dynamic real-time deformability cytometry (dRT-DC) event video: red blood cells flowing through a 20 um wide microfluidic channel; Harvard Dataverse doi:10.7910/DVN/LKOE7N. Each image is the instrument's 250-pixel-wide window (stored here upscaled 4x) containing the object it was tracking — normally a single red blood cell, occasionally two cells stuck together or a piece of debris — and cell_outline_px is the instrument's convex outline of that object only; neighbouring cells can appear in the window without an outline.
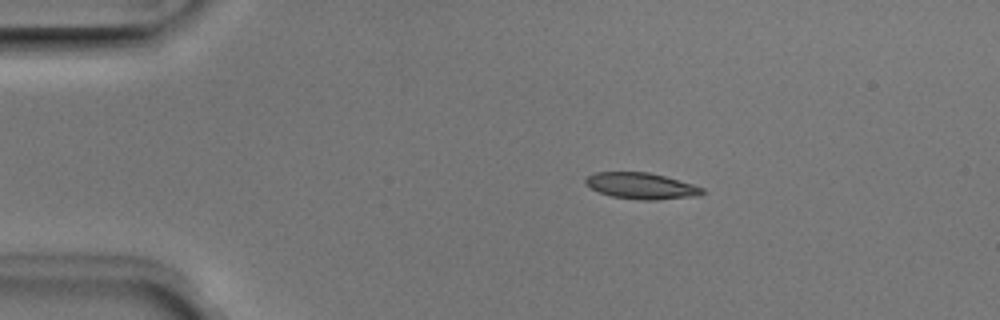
{"species": "Egyptian fruit bat (a non-hibernating species)", "species_latin": "Rousettus aegyptiacus", "temperature_condition": "room temperature", "stored_images_in_passage": 50, "camera_frame_rate_fps": 3000, "um_per_image_px": 0.085, "animal": {"sex": "male"}, "frame": {"image": 1, "passage_image": 9, "time_ms": 2.667, "image_size_px": [1000, 320], "cell_outline_px": [[704, 192], [696, 196], [656, 200], [640, 200], [612, 196], [600, 192], [584, 184], [584, 180], [588, 176], [596, 172], [648, 172], [664, 176], [692, 184], [704, 188]], "centroid_in_image_um": [54.49, 15.8], "position_along_channel_um": 30.5, "area_um2": 17.69}}
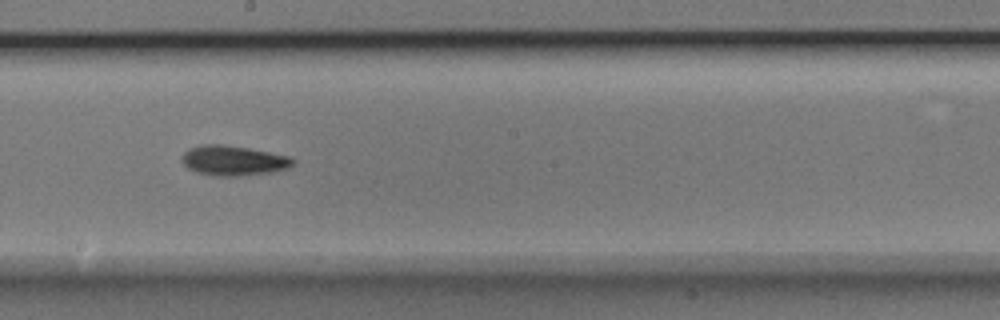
{"frame": {"image": 2, "passage_image": 28, "time_ms": 9.0, "image_size_px": [1000, 320], "cell_outline_px": [[296, 160], [288, 168], [272, 172], [240, 176], [216, 176], [196, 172], [188, 168], [184, 164], [180, 156], [188, 148], [200, 144], [220, 144], [248, 148], [288, 156]], "centroid_in_image_um": [19.8, 13.64], "position_along_channel_um": 228.4, "area_um2": 19.42}}
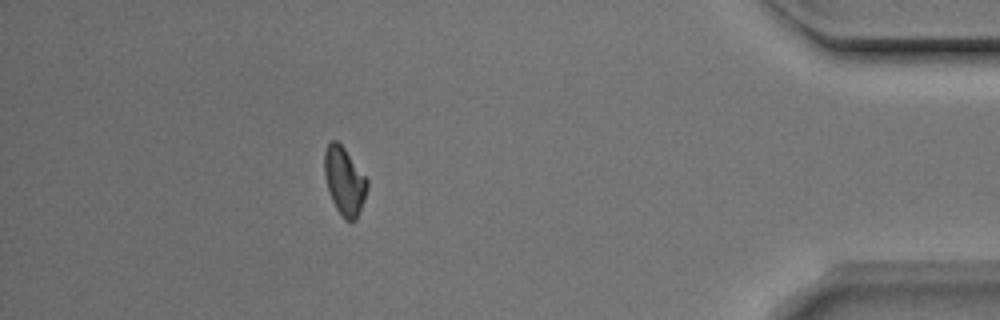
{"frame": {"image": 3, "passage_image": 45, "time_ms": 14.667, "image_size_px": [1000, 320], "cell_outline_px": [[368, 188], [364, 200], [356, 220], [344, 220], [336, 208], [332, 200], [324, 176], [324, 152], [328, 144], [332, 140], [336, 140], [344, 148], [368, 180]], "centroid_in_image_um": [29.27, 15.39], "position_along_channel_um": 405.9, "area_um2": 16.76}, "authors_computed_cell_mechanics": {"area_um2": 17.7446, "velocity_mm_per_s": 3.9682, "shape_relaxation_time_tau1_ms": 2.1036, "shape_relaxation_time_tau2_ms": null, "deformation_change_tau1": 0.1058, "deformation_change_tau2": null}}